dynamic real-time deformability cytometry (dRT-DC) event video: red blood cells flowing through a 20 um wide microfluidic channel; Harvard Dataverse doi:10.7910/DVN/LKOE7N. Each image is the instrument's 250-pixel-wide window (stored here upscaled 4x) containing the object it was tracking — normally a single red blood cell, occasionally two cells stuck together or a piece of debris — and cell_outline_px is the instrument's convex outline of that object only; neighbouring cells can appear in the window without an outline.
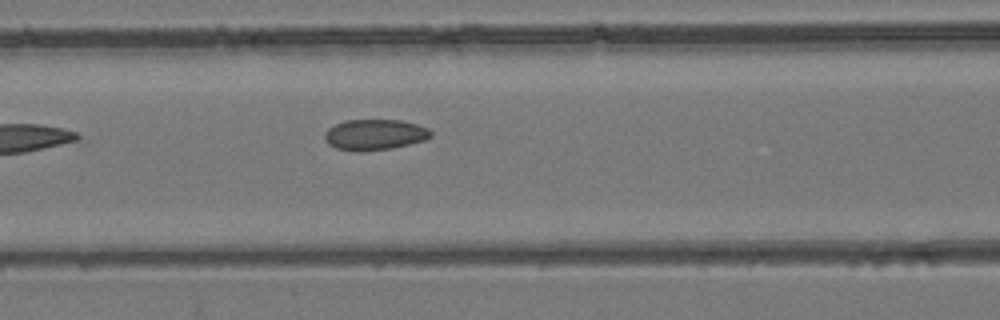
{"species": "common noctule bat (a hibernating species)", "species_latin": "Nyctalus noctula", "temperature_condition": "room temperature", "stored_images_in_passage": 5, "camera_frame_rate_fps": 3000, "um_per_image_px": 0.085, "animal": {"sex": "female", "body_mass_g": 24.6, "forearm_length_mm": 56.2}, "frame": {"image": 1, "passage_image": 5, "time_ms": 5.667, "image_size_px": [1000, 320], "cell_outline_px": [[432, 136], [424, 140], [392, 148], [364, 152], [356, 152], [336, 148], [328, 144], [324, 136], [324, 132], [328, 128], [344, 120], [400, 120], [416, 124], [428, 128], [432, 132]], "centroid_in_image_um": [31.83, 11.45], "position_along_channel_um": 134.8, "area_um2": 19.13}}